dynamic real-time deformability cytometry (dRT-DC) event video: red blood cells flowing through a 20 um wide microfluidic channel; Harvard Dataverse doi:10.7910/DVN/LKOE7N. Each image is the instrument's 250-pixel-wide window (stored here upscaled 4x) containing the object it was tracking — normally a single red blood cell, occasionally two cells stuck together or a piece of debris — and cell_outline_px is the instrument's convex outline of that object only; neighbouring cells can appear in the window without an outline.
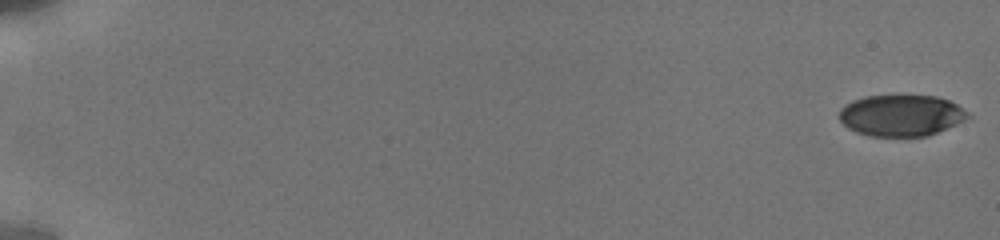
{"species": "human", "species_latin": "Homo sapiens", "temperature_condition": "cold", "stored_images_in_passage": 45, "camera_frame_rate_fps": 3000, "um_per_image_px": 0.085, "donor": {"sex": "male"}, "frame": {"image": 1, "passage_image": 1, "time_ms": 0.0, "image_size_px": [1000, 240], "cell_outline_px": [[968, 116], [964, 120], [956, 124], [928, 136], [872, 136], [856, 132], [848, 128], [840, 120], [840, 108], [844, 104], [852, 100], [864, 96], [936, 96], [948, 100], [956, 104], [968, 112]], "centroid_in_image_um": [76.57, 9.81], "position_along_channel_um": 8.4, "area_um2": 30.81}}
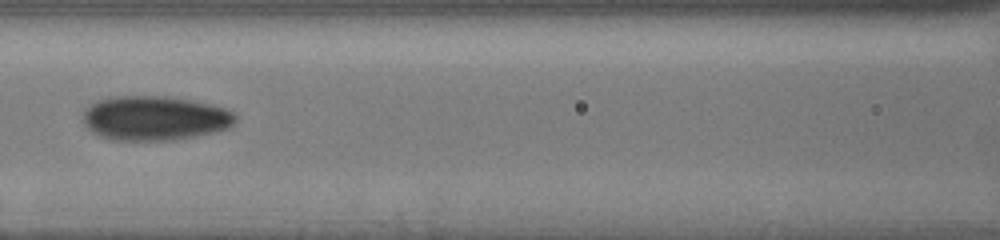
{"frame": {"image": 2, "passage_image": 20, "time_ms": 9.0, "image_size_px": [1000, 240], "cell_outline_px": [[236, 120], [228, 128], [212, 132], [172, 140], [112, 140], [100, 136], [92, 132], [84, 124], [84, 108], [96, 100], [108, 96], [164, 96], [212, 104], [236, 112]], "centroid_in_image_um": [13.12, 10.03], "position_along_channel_um": 153.5, "area_um2": 39.54}}
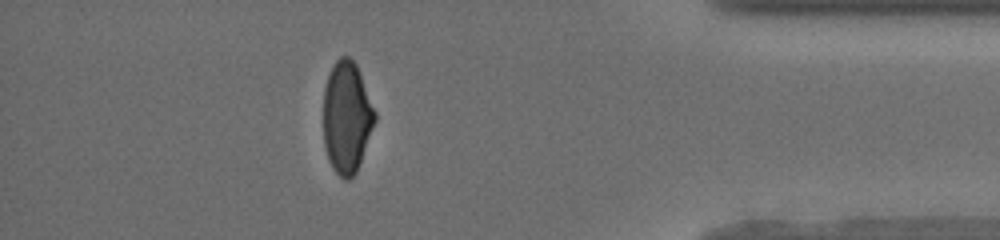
{"frame": {"image": 3, "passage_image": 39, "time_ms": 16.333, "image_size_px": [1000, 240], "cell_outline_px": [[376, 120], [356, 172], [348, 180], [344, 180], [332, 168], [328, 160], [324, 144], [324, 88], [328, 76], [336, 60], [340, 56], [348, 56], [356, 64], [376, 112]], "centroid_in_image_um": [29.47, 9.98], "position_along_channel_um": 405.7, "area_um2": 33.29}, "authors_computed_cell_mechanics": {"area_um2": 35.2002, "velocity_mm_per_s": 3.8542, "shape_relaxation_time_tau1_ms": null, "shape_relaxation_time_tau2_ms": 1.31, "deformation_change_tau1": null, "deformation_change_tau2": 0.0476}}